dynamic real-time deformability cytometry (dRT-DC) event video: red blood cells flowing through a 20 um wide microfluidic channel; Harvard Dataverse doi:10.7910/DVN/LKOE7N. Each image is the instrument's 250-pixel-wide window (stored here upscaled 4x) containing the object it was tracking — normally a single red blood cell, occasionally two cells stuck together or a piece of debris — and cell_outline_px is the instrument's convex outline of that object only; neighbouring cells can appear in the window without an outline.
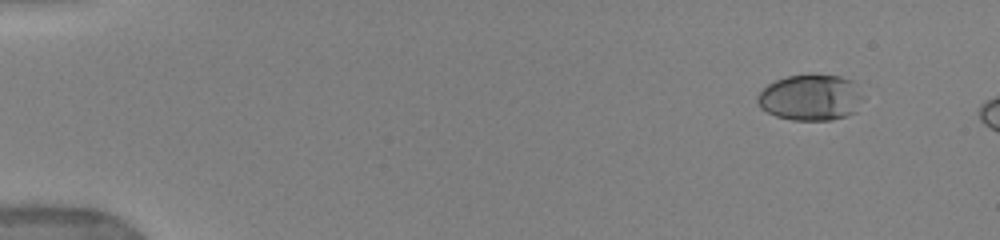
{"species": "human", "species_latin": "Homo sapiens", "temperature_condition": "warm", "stored_images_in_passage": 4, "camera_frame_rate_fps": 3000, "um_per_image_px": 0.085, "donor": {"sex": "female"}, "frame": {"image": 1, "passage_image": 1, "time_ms": 0.0, "image_size_px": [1000, 240], "cell_outline_px": [[864, 96], [856, 112], [848, 116], [832, 120], [792, 120], [776, 116], [760, 108], [756, 100], [756, 96], [768, 84], [776, 80], [788, 76], [812, 72], [840, 76], [852, 80], [856, 84]], "centroid_in_image_um": [68.93, 8.26], "position_along_channel_um": 16.1, "area_um2": 29.07}}